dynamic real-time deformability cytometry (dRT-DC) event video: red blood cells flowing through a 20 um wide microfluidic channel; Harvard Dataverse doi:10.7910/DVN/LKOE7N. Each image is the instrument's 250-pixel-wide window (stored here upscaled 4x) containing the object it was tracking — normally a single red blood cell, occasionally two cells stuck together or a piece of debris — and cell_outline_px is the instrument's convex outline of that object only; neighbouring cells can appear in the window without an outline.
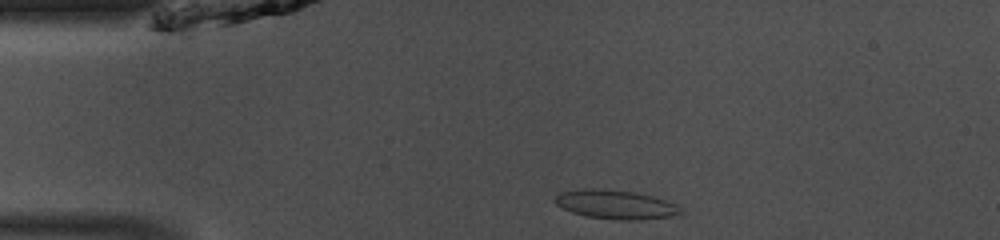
{"species": "common noctule bat (a hibernating species)", "species_latin": "Nyctalus noctula", "temperature_condition": "room temperature", "stored_images_in_passage": 39, "camera_frame_rate_fps": 3000, "um_per_image_px": 0.085, "animal": {"sex": "male", "body_mass_g": 13.0, "forearm_length_mm": 53.1}, "frame": {"image": 1, "passage_image": 1, "time_ms": 0.0, "image_size_px": [1000, 240], "cell_outline_px": [[684, 216], [644, 220], [616, 220], [588, 216], [572, 212], [556, 204], [552, 200], [560, 192], [584, 188], [604, 188], [636, 192], [652, 196], [680, 204], [684, 212]], "centroid_in_image_um": [52.46, 17.39], "position_along_channel_um": 32.5, "area_um2": 21.96}}
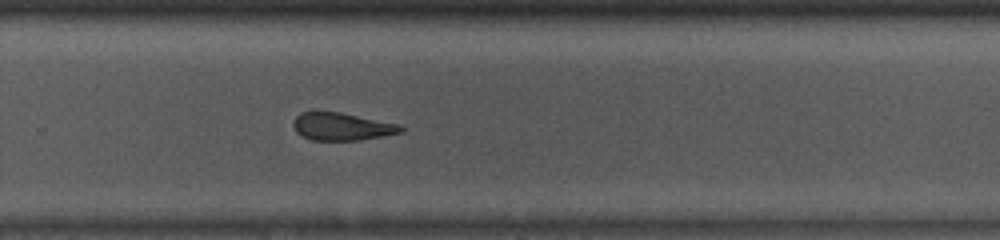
{"frame": {"image": 2, "passage_image": 23, "time_ms": 7.333, "image_size_px": [1000, 240], "cell_outline_px": [[404, 132], [384, 136], [360, 140], [312, 140], [296, 132], [292, 124], [296, 116], [300, 112], [340, 112], [400, 124], [404, 128]], "centroid_in_image_um": [29.09, 10.76], "position_along_channel_um": 300.7, "area_um2": 17.34}}
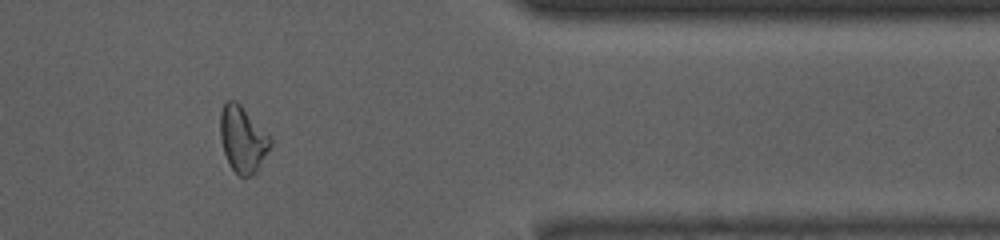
{"frame": {"image": 3, "passage_image": 31, "time_ms": 10.0, "image_size_px": [1000, 240], "cell_outline_px": [[272, 144], [256, 172], [252, 176], [240, 176], [232, 168], [224, 152], [220, 136], [220, 112], [224, 104], [228, 100], [236, 100], [240, 104], [272, 140]], "centroid_in_image_um": [20.61, 11.83], "position_along_channel_um": 390.8, "area_um2": 18.9}, "authors_computed_cell_mechanics": {"area_um2": 18.9006, "velocity_mm_per_s": 4.1274, "shape_relaxation_time_tau1_ms": 4.2364, "shape_relaxation_time_tau2_ms": 3.6234, "deformation_change_tau1": 0.1245, "deformation_change_tau2": 0.0749}}